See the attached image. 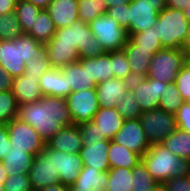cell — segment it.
Listing matches in <instances>:
<instances>
[{
  "label": "cell",
  "instance_id": "6da1fadb",
  "mask_svg": "<svg viewBox=\"0 0 190 191\" xmlns=\"http://www.w3.org/2000/svg\"><path fill=\"white\" fill-rule=\"evenodd\" d=\"M17 118L32 126L45 142L74 124L66 98L61 97L42 96L39 101L18 105Z\"/></svg>",
  "mask_w": 190,
  "mask_h": 191
},
{
  "label": "cell",
  "instance_id": "7a4b0ae2",
  "mask_svg": "<svg viewBox=\"0 0 190 191\" xmlns=\"http://www.w3.org/2000/svg\"><path fill=\"white\" fill-rule=\"evenodd\" d=\"M142 161L159 184L181 175H190V160L174 155L161 143L152 144Z\"/></svg>",
  "mask_w": 190,
  "mask_h": 191
},
{
  "label": "cell",
  "instance_id": "3957f363",
  "mask_svg": "<svg viewBox=\"0 0 190 191\" xmlns=\"http://www.w3.org/2000/svg\"><path fill=\"white\" fill-rule=\"evenodd\" d=\"M43 44L27 33L13 40H1L0 65L13 78L19 77L25 72V61H31Z\"/></svg>",
  "mask_w": 190,
  "mask_h": 191
},
{
  "label": "cell",
  "instance_id": "277c9868",
  "mask_svg": "<svg viewBox=\"0 0 190 191\" xmlns=\"http://www.w3.org/2000/svg\"><path fill=\"white\" fill-rule=\"evenodd\" d=\"M46 44L74 46L80 58H95L106 53L90 30L89 24L79 19L71 26L56 29L53 38Z\"/></svg>",
  "mask_w": 190,
  "mask_h": 191
},
{
  "label": "cell",
  "instance_id": "5b68a950",
  "mask_svg": "<svg viewBox=\"0 0 190 191\" xmlns=\"http://www.w3.org/2000/svg\"><path fill=\"white\" fill-rule=\"evenodd\" d=\"M190 21L183 10L166 7L158 14L156 34L163 48L182 49Z\"/></svg>",
  "mask_w": 190,
  "mask_h": 191
},
{
  "label": "cell",
  "instance_id": "8992f818",
  "mask_svg": "<svg viewBox=\"0 0 190 191\" xmlns=\"http://www.w3.org/2000/svg\"><path fill=\"white\" fill-rule=\"evenodd\" d=\"M187 60L182 49L163 48L153 55L146 77L166 84L175 82L177 74Z\"/></svg>",
  "mask_w": 190,
  "mask_h": 191
},
{
  "label": "cell",
  "instance_id": "52a82bcc",
  "mask_svg": "<svg viewBox=\"0 0 190 191\" xmlns=\"http://www.w3.org/2000/svg\"><path fill=\"white\" fill-rule=\"evenodd\" d=\"M89 26L105 52L122 50L129 39L127 30L107 13L94 19Z\"/></svg>",
  "mask_w": 190,
  "mask_h": 191
},
{
  "label": "cell",
  "instance_id": "ba28073f",
  "mask_svg": "<svg viewBox=\"0 0 190 191\" xmlns=\"http://www.w3.org/2000/svg\"><path fill=\"white\" fill-rule=\"evenodd\" d=\"M139 119L150 145L162 143L177 130L175 115L159 108L143 111Z\"/></svg>",
  "mask_w": 190,
  "mask_h": 191
},
{
  "label": "cell",
  "instance_id": "9c48e42d",
  "mask_svg": "<svg viewBox=\"0 0 190 191\" xmlns=\"http://www.w3.org/2000/svg\"><path fill=\"white\" fill-rule=\"evenodd\" d=\"M28 175L33 189L39 190L60 183V173H55L54 150L45 145L35 156Z\"/></svg>",
  "mask_w": 190,
  "mask_h": 191
},
{
  "label": "cell",
  "instance_id": "30bf717a",
  "mask_svg": "<svg viewBox=\"0 0 190 191\" xmlns=\"http://www.w3.org/2000/svg\"><path fill=\"white\" fill-rule=\"evenodd\" d=\"M166 8V3H148L132 0L128 8V36L149 29L156 24L158 14Z\"/></svg>",
  "mask_w": 190,
  "mask_h": 191
},
{
  "label": "cell",
  "instance_id": "8fae6325",
  "mask_svg": "<svg viewBox=\"0 0 190 191\" xmlns=\"http://www.w3.org/2000/svg\"><path fill=\"white\" fill-rule=\"evenodd\" d=\"M10 143L23 151L38 155L46 145L40 134L29 124L20 121L18 118L7 124Z\"/></svg>",
  "mask_w": 190,
  "mask_h": 191
},
{
  "label": "cell",
  "instance_id": "7c38bea8",
  "mask_svg": "<svg viewBox=\"0 0 190 191\" xmlns=\"http://www.w3.org/2000/svg\"><path fill=\"white\" fill-rule=\"evenodd\" d=\"M66 101L75 125L91 121L99 110L96 88L73 91L66 97Z\"/></svg>",
  "mask_w": 190,
  "mask_h": 191
},
{
  "label": "cell",
  "instance_id": "4fadbf2b",
  "mask_svg": "<svg viewBox=\"0 0 190 191\" xmlns=\"http://www.w3.org/2000/svg\"><path fill=\"white\" fill-rule=\"evenodd\" d=\"M115 143L143 157L150 148L139 118L124 120L121 129L112 139Z\"/></svg>",
  "mask_w": 190,
  "mask_h": 191
},
{
  "label": "cell",
  "instance_id": "5bb4252c",
  "mask_svg": "<svg viewBox=\"0 0 190 191\" xmlns=\"http://www.w3.org/2000/svg\"><path fill=\"white\" fill-rule=\"evenodd\" d=\"M165 87L166 83L148 77L134 78L130 86L142 111L158 109Z\"/></svg>",
  "mask_w": 190,
  "mask_h": 191
},
{
  "label": "cell",
  "instance_id": "9a60e30c",
  "mask_svg": "<svg viewBox=\"0 0 190 191\" xmlns=\"http://www.w3.org/2000/svg\"><path fill=\"white\" fill-rule=\"evenodd\" d=\"M130 86V80H122L116 77L97 84L96 97L99 108L116 107Z\"/></svg>",
  "mask_w": 190,
  "mask_h": 191
},
{
  "label": "cell",
  "instance_id": "2e32d148",
  "mask_svg": "<svg viewBox=\"0 0 190 191\" xmlns=\"http://www.w3.org/2000/svg\"><path fill=\"white\" fill-rule=\"evenodd\" d=\"M55 173H60V183L71 186L77 180L83 168V162L79 153L69 154L54 150Z\"/></svg>",
  "mask_w": 190,
  "mask_h": 191
},
{
  "label": "cell",
  "instance_id": "e0dca14e",
  "mask_svg": "<svg viewBox=\"0 0 190 191\" xmlns=\"http://www.w3.org/2000/svg\"><path fill=\"white\" fill-rule=\"evenodd\" d=\"M82 148L79 152L83 166H92L102 172H108L111 168L108 160V149L110 140L87 142L82 141Z\"/></svg>",
  "mask_w": 190,
  "mask_h": 191
},
{
  "label": "cell",
  "instance_id": "ac0fdd59",
  "mask_svg": "<svg viewBox=\"0 0 190 191\" xmlns=\"http://www.w3.org/2000/svg\"><path fill=\"white\" fill-rule=\"evenodd\" d=\"M41 76L20 75L13 79L12 93L18 105L36 102L42 99V92L39 85Z\"/></svg>",
  "mask_w": 190,
  "mask_h": 191
},
{
  "label": "cell",
  "instance_id": "d6986e66",
  "mask_svg": "<svg viewBox=\"0 0 190 191\" xmlns=\"http://www.w3.org/2000/svg\"><path fill=\"white\" fill-rule=\"evenodd\" d=\"M46 145L55 150L69 154L79 153L82 146V137L78 125L65 126L57 134L51 137Z\"/></svg>",
  "mask_w": 190,
  "mask_h": 191
},
{
  "label": "cell",
  "instance_id": "ffe728a7",
  "mask_svg": "<svg viewBox=\"0 0 190 191\" xmlns=\"http://www.w3.org/2000/svg\"><path fill=\"white\" fill-rule=\"evenodd\" d=\"M39 85L43 96L66 98L72 92L61 68L52 67L43 73Z\"/></svg>",
  "mask_w": 190,
  "mask_h": 191
},
{
  "label": "cell",
  "instance_id": "44dd1931",
  "mask_svg": "<svg viewBox=\"0 0 190 191\" xmlns=\"http://www.w3.org/2000/svg\"><path fill=\"white\" fill-rule=\"evenodd\" d=\"M79 0H52L46 8L56 29L71 26L79 19Z\"/></svg>",
  "mask_w": 190,
  "mask_h": 191
},
{
  "label": "cell",
  "instance_id": "7402d4cb",
  "mask_svg": "<svg viewBox=\"0 0 190 191\" xmlns=\"http://www.w3.org/2000/svg\"><path fill=\"white\" fill-rule=\"evenodd\" d=\"M123 50L126 53L133 78L146 77L150 61L154 55L153 50L138 49V46L129 38Z\"/></svg>",
  "mask_w": 190,
  "mask_h": 191
},
{
  "label": "cell",
  "instance_id": "603a6c76",
  "mask_svg": "<svg viewBox=\"0 0 190 191\" xmlns=\"http://www.w3.org/2000/svg\"><path fill=\"white\" fill-rule=\"evenodd\" d=\"M67 83L72 92L96 88V84L88 74V58H80L78 62L62 67Z\"/></svg>",
  "mask_w": 190,
  "mask_h": 191
},
{
  "label": "cell",
  "instance_id": "cb8c5ba5",
  "mask_svg": "<svg viewBox=\"0 0 190 191\" xmlns=\"http://www.w3.org/2000/svg\"><path fill=\"white\" fill-rule=\"evenodd\" d=\"M35 156L23 151L12 144L8 145L7 154H4L2 165L8 176L18 174H28L33 164Z\"/></svg>",
  "mask_w": 190,
  "mask_h": 191
},
{
  "label": "cell",
  "instance_id": "d4e9b609",
  "mask_svg": "<svg viewBox=\"0 0 190 191\" xmlns=\"http://www.w3.org/2000/svg\"><path fill=\"white\" fill-rule=\"evenodd\" d=\"M98 125V130L106 139L112 140L121 129L124 119L115 107L99 108L92 119Z\"/></svg>",
  "mask_w": 190,
  "mask_h": 191
},
{
  "label": "cell",
  "instance_id": "484cf974",
  "mask_svg": "<svg viewBox=\"0 0 190 191\" xmlns=\"http://www.w3.org/2000/svg\"><path fill=\"white\" fill-rule=\"evenodd\" d=\"M108 160L111 168H126L133 169L140 161L142 157L129 150L123 145H119L110 140V147L108 149Z\"/></svg>",
  "mask_w": 190,
  "mask_h": 191
},
{
  "label": "cell",
  "instance_id": "4316f807",
  "mask_svg": "<svg viewBox=\"0 0 190 191\" xmlns=\"http://www.w3.org/2000/svg\"><path fill=\"white\" fill-rule=\"evenodd\" d=\"M74 185L88 191H106L107 172L94 169L92 166H83Z\"/></svg>",
  "mask_w": 190,
  "mask_h": 191
},
{
  "label": "cell",
  "instance_id": "83f0119b",
  "mask_svg": "<svg viewBox=\"0 0 190 191\" xmlns=\"http://www.w3.org/2000/svg\"><path fill=\"white\" fill-rule=\"evenodd\" d=\"M51 67L62 68L79 61L78 50L74 46L45 44Z\"/></svg>",
  "mask_w": 190,
  "mask_h": 191
},
{
  "label": "cell",
  "instance_id": "f1b7e54d",
  "mask_svg": "<svg viewBox=\"0 0 190 191\" xmlns=\"http://www.w3.org/2000/svg\"><path fill=\"white\" fill-rule=\"evenodd\" d=\"M112 69L110 52L95 58H88V74L96 85L113 78L114 72Z\"/></svg>",
  "mask_w": 190,
  "mask_h": 191
},
{
  "label": "cell",
  "instance_id": "f546056e",
  "mask_svg": "<svg viewBox=\"0 0 190 191\" xmlns=\"http://www.w3.org/2000/svg\"><path fill=\"white\" fill-rule=\"evenodd\" d=\"M55 31L56 27L49 13L46 9H42L27 34L46 44L53 38Z\"/></svg>",
  "mask_w": 190,
  "mask_h": 191
},
{
  "label": "cell",
  "instance_id": "4dcf8cb0",
  "mask_svg": "<svg viewBox=\"0 0 190 191\" xmlns=\"http://www.w3.org/2000/svg\"><path fill=\"white\" fill-rule=\"evenodd\" d=\"M161 144L168 148L174 155L190 160V133L177 128Z\"/></svg>",
  "mask_w": 190,
  "mask_h": 191
},
{
  "label": "cell",
  "instance_id": "1f68e13d",
  "mask_svg": "<svg viewBox=\"0 0 190 191\" xmlns=\"http://www.w3.org/2000/svg\"><path fill=\"white\" fill-rule=\"evenodd\" d=\"M132 169L110 168L107 172L106 191H132Z\"/></svg>",
  "mask_w": 190,
  "mask_h": 191
},
{
  "label": "cell",
  "instance_id": "d6a6232c",
  "mask_svg": "<svg viewBox=\"0 0 190 191\" xmlns=\"http://www.w3.org/2000/svg\"><path fill=\"white\" fill-rule=\"evenodd\" d=\"M132 179V191H153L159 184L142 160L132 169Z\"/></svg>",
  "mask_w": 190,
  "mask_h": 191
},
{
  "label": "cell",
  "instance_id": "836d02e7",
  "mask_svg": "<svg viewBox=\"0 0 190 191\" xmlns=\"http://www.w3.org/2000/svg\"><path fill=\"white\" fill-rule=\"evenodd\" d=\"M183 102L175 82H170L166 84L164 92H162L158 108L175 115Z\"/></svg>",
  "mask_w": 190,
  "mask_h": 191
},
{
  "label": "cell",
  "instance_id": "e575fe53",
  "mask_svg": "<svg viewBox=\"0 0 190 191\" xmlns=\"http://www.w3.org/2000/svg\"><path fill=\"white\" fill-rule=\"evenodd\" d=\"M107 8L104 0H79V20L89 24L100 15L106 14Z\"/></svg>",
  "mask_w": 190,
  "mask_h": 191
},
{
  "label": "cell",
  "instance_id": "d590c367",
  "mask_svg": "<svg viewBox=\"0 0 190 191\" xmlns=\"http://www.w3.org/2000/svg\"><path fill=\"white\" fill-rule=\"evenodd\" d=\"M41 10V8L27 0H22L16 4L15 12L24 33H28L32 29V25Z\"/></svg>",
  "mask_w": 190,
  "mask_h": 191
},
{
  "label": "cell",
  "instance_id": "8d00e7d4",
  "mask_svg": "<svg viewBox=\"0 0 190 191\" xmlns=\"http://www.w3.org/2000/svg\"><path fill=\"white\" fill-rule=\"evenodd\" d=\"M129 38L138 46V49L153 50L154 54L163 49L159 38H157L156 25L149 29L145 28L139 33L131 34Z\"/></svg>",
  "mask_w": 190,
  "mask_h": 191
},
{
  "label": "cell",
  "instance_id": "74e56055",
  "mask_svg": "<svg viewBox=\"0 0 190 191\" xmlns=\"http://www.w3.org/2000/svg\"><path fill=\"white\" fill-rule=\"evenodd\" d=\"M136 100L137 98L132 89L129 88L125 95L121 97L118 105L115 107L116 111L124 120L139 118L143 112Z\"/></svg>",
  "mask_w": 190,
  "mask_h": 191
},
{
  "label": "cell",
  "instance_id": "f35d334b",
  "mask_svg": "<svg viewBox=\"0 0 190 191\" xmlns=\"http://www.w3.org/2000/svg\"><path fill=\"white\" fill-rule=\"evenodd\" d=\"M25 65V72L23 75L41 76L52 68L45 44L38 49V54L33 56L31 61H25Z\"/></svg>",
  "mask_w": 190,
  "mask_h": 191
},
{
  "label": "cell",
  "instance_id": "ab89813d",
  "mask_svg": "<svg viewBox=\"0 0 190 191\" xmlns=\"http://www.w3.org/2000/svg\"><path fill=\"white\" fill-rule=\"evenodd\" d=\"M23 33L15 11L7 15H0V41L16 39Z\"/></svg>",
  "mask_w": 190,
  "mask_h": 191
},
{
  "label": "cell",
  "instance_id": "60d3db41",
  "mask_svg": "<svg viewBox=\"0 0 190 191\" xmlns=\"http://www.w3.org/2000/svg\"><path fill=\"white\" fill-rule=\"evenodd\" d=\"M18 103L11 90L0 92V124H8L17 118Z\"/></svg>",
  "mask_w": 190,
  "mask_h": 191
},
{
  "label": "cell",
  "instance_id": "b9f144b4",
  "mask_svg": "<svg viewBox=\"0 0 190 191\" xmlns=\"http://www.w3.org/2000/svg\"><path fill=\"white\" fill-rule=\"evenodd\" d=\"M110 58L114 77L130 81L134 79L132 77L126 53L123 49L110 52Z\"/></svg>",
  "mask_w": 190,
  "mask_h": 191
},
{
  "label": "cell",
  "instance_id": "7bdbcfd3",
  "mask_svg": "<svg viewBox=\"0 0 190 191\" xmlns=\"http://www.w3.org/2000/svg\"><path fill=\"white\" fill-rule=\"evenodd\" d=\"M175 84L180 92L183 101H190V60L182 66L177 74Z\"/></svg>",
  "mask_w": 190,
  "mask_h": 191
},
{
  "label": "cell",
  "instance_id": "ee69618b",
  "mask_svg": "<svg viewBox=\"0 0 190 191\" xmlns=\"http://www.w3.org/2000/svg\"><path fill=\"white\" fill-rule=\"evenodd\" d=\"M3 187L4 191H27L32 188L29 175L18 173L8 176Z\"/></svg>",
  "mask_w": 190,
  "mask_h": 191
},
{
  "label": "cell",
  "instance_id": "f6af8a7d",
  "mask_svg": "<svg viewBox=\"0 0 190 191\" xmlns=\"http://www.w3.org/2000/svg\"><path fill=\"white\" fill-rule=\"evenodd\" d=\"M78 126L81 132L82 141L101 142L107 140L98 130V125L92 120L88 122H83Z\"/></svg>",
  "mask_w": 190,
  "mask_h": 191
},
{
  "label": "cell",
  "instance_id": "bcb514c9",
  "mask_svg": "<svg viewBox=\"0 0 190 191\" xmlns=\"http://www.w3.org/2000/svg\"><path fill=\"white\" fill-rule=\"evenodd\" d=\"M177 128L190 133V101H184L175 114Z\"/></svg>",
  "mask_w": 190,
  "mask_h": 191
},
{
  "label": "cell",
  "instance_id": "7dc6e473",
  "mask_svg": "<svg viewBox=\"0 0 190 191\" xmlns=\"http://www.w3.org/2000/svg\"><path fill=\"white\" fill-rule=\"evenodd\" d=\"M128 8L129 4L118 5L107 9V15L115 19L121 27L128 32Z\"/></svg>",
  "mask_w": 190,
  "mask_h": 191
},
{
  "label": "cell",
  "instance_id": "c3c4849f",
  "mask_svg": "<svg viewBox=\"0 0 190 191\" xmlns=\"http://www.w3.org/2000/svg\"><path fill=\"white\" fill-rule=\"evenodd\" d=\"M164 186L168 191H190V175H181L168 179Z\"/></svg>",
  "mask_w": 190,
  "mask_h": 191
},
{
  "label": "cell",
  "instance_id": "681fc988",
  "mask_svg": "<svg viewBox=\"0 0 190 191\" xmlns=\"http://www.w3.org/2000/svg\"><path fill=\"white\" fill-rule=\"evenodd\" d=\"M9 133L6 124H0V161H3L4 154H7L10 145Z\"/></svg>",
  "mask_w": 190,
  "mask_h": 191
},
{
  "label": "cell",
  "instance_id": "f907efd6",
  "mask_svg": "<svg viewBox=\"0 0 190 191\" xmlns=\"http://www.w3.org/2000/svg\"><path fill=\"white\" fill-rule=\"evenodd\" d=\"M13 77L0 65V92L11 90Z\"/></svg>",
  "mask_w": 190,
  "mask_h": 191
},
{
  "label": "cell",
  "instance_id": "816d5d0a",
  "mask_svg": "<svg viewBox=\"0 0 190 191\" xmlns=\"http://www.w3.org/2000/svg\"><path fill=\"white\" fill-rule=\"evenodd\" d=\"M16 4L13 0H0V15H7L14 12Z\"/></svg>",
  "mask_w": 190,
  "mask_h": 191
},
{
  "label": "cell",
  "instance_id": "f5cc1de1",
  "mask_svg": "<svg viewBox=\"0 0 190 191\" xmlns=\"http://www.w3.org/2000/svg\"><path fill=\"white\" fill-rule=\"evenodd\" d=\"M190 0H166V7L176 10H184L185 4Z\"/></svg>",
  "mask_w": 190,
  "mask_h": 191
},
{
  "label": "cell",
  "instance_id": "db71d44e",
  "mask_svg": "<svg viewBox=\"0 0 190 191\" xmlns=\"http://www.w3.org/2000/svg\"><path fill=\"white\" fill-rule=\"evenodd\" d=\"M182 50L185 52L186 58L190 60V23L188 26L186 38L182 44Z\"/></svg>",
  "mask_w": 190,
  "mask_h": 191
},
{
  "label": "cell",
  "instance_id": "11a10c76",
  "mask_svg": "<svg viewBox=\"0 0 190 191\" xmlns=\"http://www.w3.org/2000/svg\"><path fill=\"white\" fill-rule=\"evenodd\" d=\"M68 189H69L68 186L62 183H57V184L39 189V191H68Z\"/></svg>",
  "mask_w": 190,
  "mask_h": 191
},
{
  "label": "cell",
  "instance_id": "9f6ffc18",
  "mask_svg": "<svg viewBox=\"0 0 190 191\" xmlns=\"http://www.w3.org/2000/svg\"><path fill=\"white\" fill-rule=\"evenodd\" d=\"M106 8H111L118 5L129 4L132 0H104Z\"/></svg>",
  "mask_w": 190,
  "mask_h": 191
},
{
  "label": "cell",
  "instance_id": "6f0895ef",
  "mask_svg": "<svg viewBox=\"0 0 190 191\" xmlns=\"http://www.w3.org/2000/svg\"><path fill=\"white\" fill-rule=\"evenodd\" d=\"M27 1L32 2L35 6L41 9H46L52 0H27Z\"/></svg>",
  "mask_w": 190,
  "mask_h": 191
},
{
  "label": "cell",
  "instance_id": "680465c9",
  "mask_svg": "<svg viewBox=\"0 0 190 191\" xmlns=\"http://www.w3.org/2000/svg\"><path fill=\"white\" fill-rule=\"evenodd\" d=\"M7 177H8V174L2 165V161H0V180H6Z\"/></svg>",
  "mask_w": 190,
  "mask_h": 191
},
{
  "label": "cell",
  "instance_id": "91938a15",
  "mask_svg": "<svg viewBox=\"0 0 190 191\" xmlns=\"http://www.w3.org/2000/svg\"><path fill=\"white\" fill-rule=\"evenodd\" d=\"M184 15L186 16V19L190 21V1L189 3L185 4Z\"/></svg>",
  "mask_w": 190,
  "mask_h": 191
},
{
  "label": "cell",
  "instance_id": "94428289",
  "mask_svg": "<svg viewBox=\"0 0 190 191\" xmlns=\"http://www.w3.org/2000/svg\"><path fill=\"white\" fill-rule=\"evenodd\" d=\"M153 191H168L164 184H158Z\"/></svg>",
  "mask_w": 190,
  "mask_h": 191
},
{
  "label": "cell",
  "instance_id": "6125c7cd",
  "mask_svg": "<svg viewBox=\"0 0 190 191\" xmlns=\"http://www.w3.org/2000/svg\"><path fill=\"white\" fill-rule=\"evenodd\" d=\"M68 191H88V190H84V189L78 188V187H76V186L73 184V185L69 186Z\"/></svg>",
  "mask_w": 190,
  "mask_h": 191
},
{
  "label": "cell",
  "instance_id": "be15d7a7",
  "mask_svg": "<svg viewBox=\"0 0 190 191\" xmlns=\"http://www.w3.org/2000/svg\"><path fill=\"white\" fill-rule=\"evenodd\" d=\"M141 2H148V3H166V0H141Z\"/></svg>",
  "mask_w": 190,
  "mask_h": 191
},
{
  "label": "cell",
  "instance_id": "e7e4bbea",
  "mask_svg": "<svg viewBox=\"0 0 190 191\" xmlns=\"http://www.w3.org/2000/svg\"><path fill=\"white\" fill-rule=\"evenodd\" d=\"M6 180H0V191H4V183H5Z\"/></svg>",
  "mask_w": 190,
  "mask_h": 191
},
{
  "label": "cell",
  "instance_id": "03108f58",
  "mask_svg": "<svg viewBox=\"0 0 190 191\" xmlns=\"http://www.w3.org/2000/svg\"><path fill=\"white\" fill-rule=\"evenodd\" d=\"M27 191H39V190L31 188L30 190Z\"/></svg>",
  "mask_w": 190,
  "mask_h": 191
},
{
  "label": "cell",
  "instance_id": "003e7915",
  "mask_svg": "<svg viewBox=\"0 0 190 191\" xmlns=\"http://www.w3.org/2000/svg\"><path fill=\"white\" fill-rule=\"evenodd\" d=\"M14 2H16V3H19L20 1H22V0H13Z\"/></svg>",
  "mask_w": 190,
  "mask_h": 191
}]
</instances>
